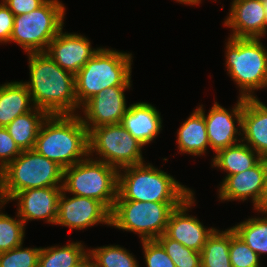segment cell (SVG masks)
<instances>
[{
	"mask_svg": "<svg viewBox=\"0 0 267 267\" xmlns=\"http://www.w3.org/2000/svg\"><path fill=\"white\" fill-rule=\"evenodd\" d=\"M30 81L23 82L32 105L49 115L75 114L80 108L75 95V75L62 69L46 53H29Z\"/></svg>",
	"mask_w": 267,
	"mask_h": 267,
	"instance_id": "obj_1",
	"label": "cell"
},
{
	"mask_svg": "<svg viewBox=\"0 0 267 267\" xmlns=\"http://www.w3.org/2000/svg\"><path fill=\"white\" fill-rule=\"evenodd\" d=\"M34 150L63 169L86 159L89 156L88 129L81 116L48 115L39 130Z\"/></svg>",
	"mask_w": 267,
	"mask_h": 267,
	"instance_id": "obj_2",
	"label": "cell"
},
{
	"mask_svg": "<svg viewBox=\"0 0 267 267\" xmlns=\"http://www.w3.org/2000/svg\"><path fill=\"white\" fill-rule=\"evenodd\" d=\"M118 170L115 201L182 203L193 192L162 170L144 163Z\"/></svg>",
	"mask_w": 267,
	"mask_h": 267,
	"instance_id": "obj_3",
	"label": "cell"
},
{
	"mask_svg": "<svg viewBox=\"0 0 267 267\" xmlns=\"http://www.w3.org/2000/svg\"><path fill=\"white\" fill-rule=\"evenodd\" d=\"M63 168L36 150L22 151L0 172V209L18 192L43 187H62Z\"/></svg>",
	"mask_w": 267,
	"mask_h": 267,
	"instance_id": "obj_4",
	"label": "cell"
},
{
	"mask_svg": "<svg viewBox=\"0 0 267 267\" xmlns=\"http://www.w3.org/2000/svg\"><path fill=\"white\" fill-rule=\"evenodd\" d=\"M131 59L129 53L99 48L75 74V95L79 107L105 88L131 86Z\"/></svg>",
	"mask_w": 267,
	"mask_h": 267,
	"instance_id": "obj_5",
	"label": "cell"
},
{
	"mask_svg": "<svg viewBox=\"0 0 267 267\" xmlns=\"http://www.w3.org/2000/svg\"><path fill=\"white\" fill-rule=\"evenodd\" d=\"M63 169V191L73 195L93 198L110 212L118 195V170L109 164L88 156Z\"/></svg>",
	"mask_w": 267,
	"mask_h": 267,
	"instance_id": "obj_6",
	"label": "cell"
},
{
	"mask_svg": "<svg viewBox=\"0 0 267 267\" xmlns=\"http://www.w3.org/2000/svg\"><path fill=\"white\" fill-rule=\"evenodd\" d=\"M226 66L241 89L240 98H254L253 90L267 87V50L257 38H228Z\"/></svg>",
	"mask_w": 267,
	"mask_h": 267,
	"instance_id": "obj_7",
	"label": "cell"
},
{
	"mask_svg": "<svg viewBox=\"0 0 267 267\" xmlns=\"http://www.w3.org/2000/svg\"><path fill=\"white\" fill-rule=\"evenodd\" d=\"M65 8L57 0H47L38 9L14 17L10 41L29 53L46 52L51 40L62 30Z\"/></svg>",
	"mask_w": 267,
	"mask_h": 267,
	"instance_id": "obj_8",
	"label": "cell"
},
{
	"mask_svg": "<svg viewBox=\"0 0 267 267\" xmlns=\"http://www.w3.org/2000/svg\"><path fill=\"white\" fill-rule=\"evenodd\" d=\"M181 203L115 201L110 226L138 233L142 240H156L166 231L171 212Z\"/></svg>",
	"mask_w": 267,
	"mask_h": 267,
	"instance_id": "obj_9",
	"label": "cell"
},
{
	"mask_svg": "<svg viewBox=\"0 0 267 267\" xmlns=\"http://www.w3.org/2000/svg\"><path fill=\"white\" fill-rule=\"evenodd\" d=\"M89 155L97 152L98 161L117 170L144 163L142 145L120 123L97 126L88 132Z\"/></svg>",
	"mask_w": 267,
	"mask_h": 267,
	"instance_id": "obj_10",
	"label": "cell"
},
{
	"mask_svg": "<svg viewBox=\"0 0 267 267\" xmlns=\"http://www.w3.org/2000/svg\"><path fill=\"white\" fill-rule=\"evenodd\" d=\"M110 211L98 200L74 195L66 197L62 190L58 200V218L56 225L72 229H81L104 223L110 225Z\"/></svg>",
	"mask_w": 267,
	"mask_h": 267,
	"instance_id": "obj_11",
	"label": "cell"
},
{
	"mask_svg": "<svg viewBox=\"0 0 267 267\" xmlns=\"http://www.w3.org/2000/svg\"><path fill=\"white\" fill-rule=\"evenodd\" d=\"M131 86H112L98 92L83 106L84 117H81L88 132L97 127L119 124L127 111L124 91Z\"/></svg>",
	"mask_w": 267,
	"mask_h": 267,
	"instance_id": "obj_12",
	"label": "cell"
},
{
	"mask_svg": "<svg viewBox=\"0 0 267 267\" xmlns=\"http://www.w3.org/2000/svg\"><path fill=\"white\" fill-rule=\"evenodd\" d=\"M238 102L231 112L220 106L217 102L211 107L206 116L202 106L197 108L203 115L206 122V131L209 138L210 147L217 153L219 150L238 144L235 127L237 120L239 130H242V115L245 98H238ZM235 118V119H234ZM238 141V142H237Z\"/></svg>",
	"mask_w": 267,
	"mask_h": 267,
	"instance_id": "obj_13",
	"label": "cell"
},
{
	"mask_svg": "<svg viewBox=\"0 0 267 267\" xmlns=\"http://www.w3.org/2000/svg\"><path fill=\"white\" fill-rule=\"evenodd\" d=\"M193 195L194 193L171 212L165 234L185 247L201 252L215 228H204L196 217L186 213L195 202Z\"/></svg>",
	"mask_w": 267,
	"mask_h": 267,
	"instance_id": "obj_14",
	"label": "cell"
},
{
	"mask_svg": "<svg viewBox=\"0 0 267 267\" xmlns=\"http://www.w3.org/2000/svg\"><path fill=\"white\" fill-rule=\"evenodd\" d=\"M62 187L31 188L16 193L10 200H18L17 216L26 224L29 220L45 219L56 224L58 200Z\"/></svg>",
	"mask_w": 267,
	"mask_h": 267,
	"instance_id": "obj_15",
	"label": "cell"
},
{
	"mask_svg": "<svg viewBox=\"0 0 267 267\" xmlns=\"http://www.w3.org/2000/svg\"><path fill=\"white\" fill-rule=\"evenodd\" d=\"M264 165L263 158L251 169L242 173L226 176L220 189L221 200H247L252 198L253 206L257 211H263L264 193Z\"/></svg>",
	"mask_w": 267,
	"mask_h": 267,
	"instance_id": "obj_16",
	"label": "cell"
},
{
	"mask_svg": "<svg viewBox=\"0 0 267 267\" xmlns=\"http://www.w3.org/2000/svg\"><path fill=\"white\" fill-rule=\"evenodd\" d=\"M91 48L86 37L61 30L49 43L46 53L62 69L75 75L99 49Z\"/></svg>",
	"mask_w": 267,
	"mask_h": 267,
	"instance_id": "obj_17",
	"label": "cell"
},
{
	"mask_svg": "<svg viewBox=\"0 0 267 267\" xmlns=\"http://www.w3.org/2000/svg\"><path fill=\"white\" fill-rule=\"evenodd\" d=\"M233 30V38H257L265 35V5L263 0H233L224 22Z\"/></svg>",
	"mask_w": 267,
	"mask_h": 267,
	"instance_id": "obj_18",
	"label": "cell"
},
{
	"mask_svg": "<svg viewBox=\"0 0 267 267\" xmlns=\"http://www.w3.org/2000/svg\"><path fill=\"white\" fill-rule=\"evenodd\" d=\"M242 132L251 149L262 158L267 156V106L255 96L247 98L243 105Z\"/></svg>",
	"mask_w": 267,
	"mask_h": 267,
	"instance_id": "obj_19",
	"label": "cell"
},
{
	"mask_svg": "<svg viewBox=\"0 0 267 267\" xmlns=\"http://www.w3.org/2000/svg\"><path fill=\"white\" fill-rule=\"evenodd\" d=\"M120 124L145 146L160 133L162 120L154 106L138 102L128 107Z\"/></svg>",
	"mask_w": 267,
	"mask_h": 267,
	"instance_id": "obj_20",
	"label": "cell"
},
{
	"mask_svg": "<svg viewBox=\"0 0 267 267\" xmlns=\"http://www.w3.org/2000/svg\"><path fill=\"white\" fill-rule=\"evenodd\" d=\"M31 101V95L23 82L0 85V127H6L17 116L33 110Z\"/></svg>",
	"mask_w": 267,
	"mask_h": 267,
	"instance_id": "obj_21",
	"label": "cell"
},
{
	"mask_svg": "<svg viewBox=\"0 0 267 267\" xmlns=\"http://www.w3.org/2000/svg\"><path fill=\"white\" fill-rule=\"evenodd\" d=\"M178 149L190 155H203L209 144L204 115L196 109L177 133Z\"/></svg>",
	"mask_w": 267,
	"mask_h": 267,
	"instance_id": "obj_22",
	"label": "cell"
},
{
	"mask_svg": "<svg viewBox=\"0 0 267 267\" xmlns=\"http://www.w3.org/2000/svg\"><path fill=\"white\" fill-rule=\"evenodd\" d=\"M48 115L46 111L34 107L5 127L21 151L34 149L39 130Z\"/></svg>",
	"mask_w": 267,
	"mask_h": 267,
	"instance_id": "obj_23",
	"label": "cell"
},
{
	"mask_svg": "<svg viewBox=\"0 0 267 267\" xmlns=\"http://www.w3.org/2000/svg\"><path fill=\"white\" fill-rule=\"evenodd\" d=\"M262 157L245 142L219 150L213 158V165L227 171V176L242 173L254 167Z\"/></svg>",
	"mask_w": 267,
	"mask_h": 267,
	"instance_id": "obj_24",
	"label": "cell"
},
{
	"mask_svg": "<svg viewBox=\"0 0 267 267\" xmlns=\"http://www.w3.org/2000/svg\"><path fill=\"white\" fill-rule=\"evenodd\" d=\"M230 229L214 230L200 252L201 267H232L230 261Z\"/></svg>",
	"mask_w": 267,
	"mask_h": 267,
	"instance_id": "obj_25",
	"label": "cell"
},
{
	"mask_svg": "<svg viewBox=\"0 0 267 267\" xmlns=\"http://www.w3.org/2000/svg\"><path fill=\"white\" fill-rule=\"evenodd\" d=\"M84 250L80 242L62 247L41 248L38 267H71L87 254Z\"/></svg>",
	"mask_w": 267,
	"mask_h": 267,
	"instance_id": "obj_26",
	"label": "cell"
},
{
	"mask_svg": "<svg viewBox=\"0 0 267 267\" xmlns=\"http://www.w3.org/2000/svg\"><path fill=\"white\" fill-rule=\"evenodd\" d=\"M260 212L267 214V211ZM232 229L259 257L267 253V217L250 218Z\"/></svg>",
	"mask_w": 267,
	"mask_h": 267,
	"instance_id": "obj_27",
	"label": "cell"
},
{
	"mask_svg": "<svg viewBox=\"0 0 267 267\" xmlns=\"http://www.w3.org/2000/svg\"><path fill=\"white\" fill-rule=\"evenodd\" d=\"M96 267H139L137 260L126 249L115 246H103L88 252Z\"/></svg>",
	"mask_w": 267,
	"mask_h": 267,
	"instance_id": "obj_28",
	"label": "cell"
},
{
	"mask_svg": "<svg viewBox=\"0 0 267 267\" xmlns=\"http://www.w3.org/2000/svg\"><path fill=\"white\" fill-rule=\"evenodd\" d=\"M156 240L163 246L175 267H201L200 252L185 247L165 233Z\"/></svg>",
	"mask_w": 267,
	"mask_h": 267,
	"instance_id": "obj_29",
	"label": "cell"
},
{
	"mask_svg": "<svg viewBox=\"0 0 267 267\" xmlns=\"http://www.w3.org/2000/svg\"><path fill=\"white\" fill-rule=\"evenodd\" d=\"M24 227L25 224L21 219L0 213V253L14 249L23 243Z\"/></svg>",
	"mask_w": 267,
	"mask_h": 267,
	"instance_id": "obj_30",
	"label": "cell"
},
{
	"mask_svg": "<svg viewBox=\"0 0 267 267\" xmlns=\"http://www.w3.org/2000/svg\"><path fill=\"white\" fill-rule=\"evenodd\" d=\"M229 254L232 267H260L259 255L232 228H230Z\"/></svg>",
	"mask_w": 267,
	"mask_h": 267,
	"instance_id": "obj_31",
	"label": "cell"
},
{
	"mask_svg": "<svg viewBox=\"0 0 267 267\" xmlns=\"http://www.w3.org/2000/svg\"><path fill=\"white\" fill-rule=\"evenodd\" d=\"M41 248H23L22 244L0 253V267H38Z\"/></svg>",
	"mask_w": 267,
	"mask_h": 267,
	"instance_id": "obj_32",
	"label": "cell"
},
{
	"mask_svg": "<svg viewBox=\"0 0 267 267\" xmlns=\"http://www.w3.org/2000/svg\"><path fill=\"white\" fill-rule=\"evenodd\" d=\"M147 267H175V264L157 240H142Z\"/></svg>",
	"mask_w": 267,
	"mask_h": 267,
	"instance_id": "obj_33",
	"label": "cell"
},
{
	"mask_svg": "<svg viewBox=\"0 0 267 267\" xmlns=\"http://www.w3.org/2000/svg\"><path fill=\"white\" fill-rule=\"evenodd\" d=\"M21 150L5 127H0V172L20 154Z\"/></svg>",
	"mask_w": 267,
	"mask_h": 267,
	"instance_id": "obj_34",
	"label": "cell"
},
{
	"mask_svg": "<svg viewBox=\"0 0 267 267\" xmlns=\"http://www.w3.org/2000/svg\"><path fill=\"white\" fill-rule=\"evenodd\" d=\"M14 15L10 9L4 4L0 3V42H10V37L14 26Z\"/></svg>",
	"mask_w": 267,
	"mask_h": 267,
	"instance_id": "obj_35",
	"label": "cell"
},
{
	"mask_svg": "<svg viewBox=\"0 0 267 267\" xmlns=\"http://www.w3.org/2000/svg\"><path fill=\"white\" fill-rule=\"evenodd\" d=\"M46 1L47 0H4L3 2L14 16H18L38 9Z\"/></svg>",
	"mask_w": 267,
	"mask_h": 267,
	"instance_id": "obj_36",
	"label": "cell"
},
{
	"mask_svg": "<svg viewBox=\"0 0 267 267\" xmlns=\"http://www.w3.org/2000/svg\"><path fill=\"white\" fill-rule=\"evenodd\" d=\"M71 267H96L95 261L90 254H87Z\"/></svg>",
	"mask_w": 267,
	"mask_h": 267,
	"instance_id": "obj_37",
	"label": "cell"
},
{
	"mask_svg": "<svg viewBox=\"0 0 267 267\" xmlns=\"http://www.w3.org/2000/svg\"><path fill=\"white\" fill-rule=\"evenodd\" d=\"M263 165H264V193H263V211H267V156L263 157Z\"/></svg>",
	"mask_w": 267,
	"mask_h": 267,
	"instance_id": "obj_38",
	"label": "cell"
},
{
	"mask_svg": "<svg viewBox=\"0 0 267 267\" xmlns=\"http://www.w3.org/2000/svg\"><path fill=\"white\" fill-rule=\"evenodd\" d=\"M177 2H180L181 4H189V5H197L200 3V0H176Z\"/></svg>",
	"mask_w": 267,
	"mask_h": 267,
	"instance_id": "obj_39",
	"label": "cell"
},
{
	"mask_svg": "<svg viewBox=\"0 0 267 267\" xmlns=\"http://www.w3.org/2000/svg\"><path fill=\"white\" fill-rule=\"evenodd\" d=\"M265 5V34L267 32L266 28H267V3H264Z\"/></svg>",
	"mask_w": 267,
	"mask_h": 267,
	"instance_id": "obj_40",
	"label": "cell"
}]
</instances>
